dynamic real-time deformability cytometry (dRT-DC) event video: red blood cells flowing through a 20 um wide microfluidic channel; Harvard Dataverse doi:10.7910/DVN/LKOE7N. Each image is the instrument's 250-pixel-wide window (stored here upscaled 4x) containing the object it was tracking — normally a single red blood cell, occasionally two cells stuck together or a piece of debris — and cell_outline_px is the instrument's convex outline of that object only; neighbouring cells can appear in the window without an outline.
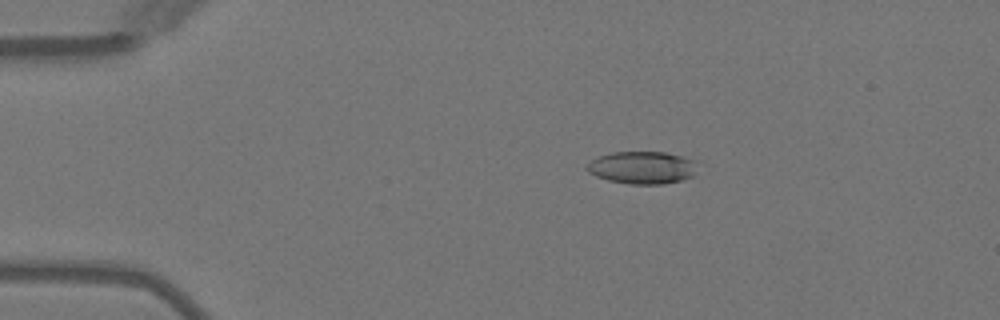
{"species": "Egyptian fruit bat (a non-hibernating species)", "species_latin": "Rousettus aegyptiacus", "temperature_condition": "warm", "stored_images_in_passage": 50, "camera_frame_rate_fps": 3000, "um_per_image_px": 0.085, "animal": {"sex": "female"}, "frame": {"image": 1, "passage_image": 9, "time_ms": 2.667, "image_size_px": [1000, 320], "cell_outline_px": [[700, 160], [692, 176], [680, 180], [664, 184], [628, 184], [608, 180], [596, 176], [588, 172], [584, 168], [592, 160], [600, 156], [612, 152], [664, 152]], "centroid_in_image_um": [54.62, 14.24], "position_along_channel_um": 30.4, "area_um2": 21.1}}
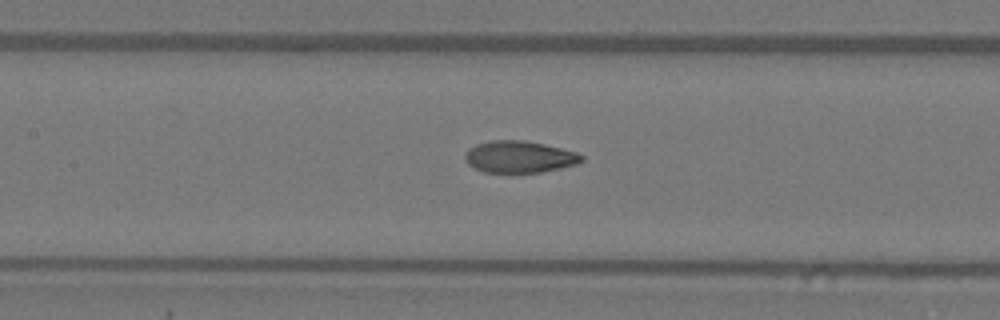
{"frame": {"image": 2, "passage_image": 23, "time_ms": 7.333, "image_size_px": [1000, 320], "cell_outline_px": [[584, 160], [576, 164], [560, 168], [540, 172], [484, 172], [472, 168], [464, 160], [464, 156], [468, 148], [476, 144], [492, 140], [524, 140], [544, 144], [576, 152], [584, 156]], "centroid_in_image_um": [44.11, 13.33], "position_along_channel_um": 163.3, "area_um2": 21.68}}
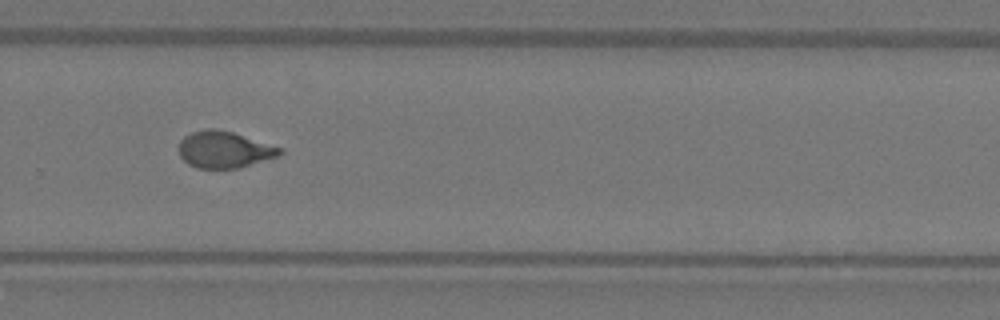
{"frame": {"image": 3, "passage_image": 34, "time_ms": 11.0, "image_size_px": [1000, 320], "cell_outline_px": [[284, 152], [280, 156], [236, 168], [196, 168], [188, 164], [180, 156], [180, 140], [184, 136], [192, 132], [208, 128], [212, 128], [232, 132], [284, 148]], "centroid_in_image_um": [19.09, 12.71], "position_along_channel_um": 310.7, "area_um2": 21.5}, "authors_computed_cell_mechanics": {"area_um2": 21.7617, "velocity_mm_per_s": 4.0455, "shape_relaxation_time_tau1_ms": 4.1728, "shape_relaxation_time_tau2_ms": 1.3389, "deformation_change_tau1": 0.1857, "deformation_change_tau2": 0.0729}}